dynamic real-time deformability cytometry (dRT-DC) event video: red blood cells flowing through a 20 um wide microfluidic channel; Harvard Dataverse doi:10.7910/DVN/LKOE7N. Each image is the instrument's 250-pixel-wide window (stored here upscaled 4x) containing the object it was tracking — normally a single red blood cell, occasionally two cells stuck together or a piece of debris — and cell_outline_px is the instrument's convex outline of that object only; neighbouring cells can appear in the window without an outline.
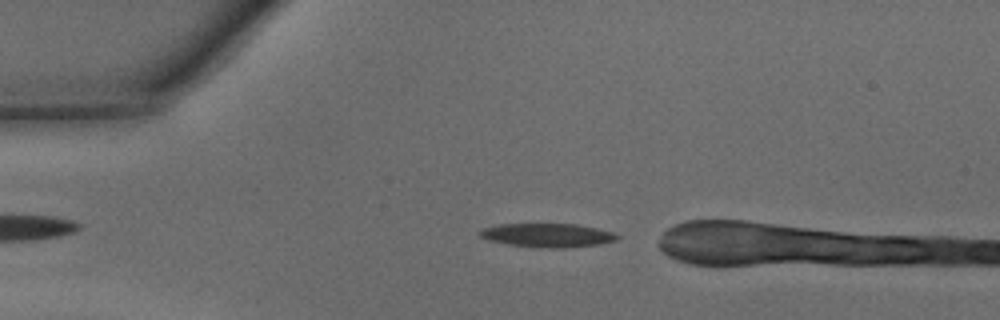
{"species": "common noctule bat (a hibernating species)", "species_latin": "Nyctalus noctula", "temperature_condition": "warm", "stored_images_in_passage": 28, "camera_frame_rate_fps": 3000, "um_per_image_px": 0.085, "animal": {"sex": "male", "body_mass_g": 15.6}, "frame": {"image": 1, "passage_image": 1, "time_ms": 0.0, "image_size_px": [1000, 320], "cell_outline_px": [[620, 236], [616, 240], [600, 244], [564, 248], [540, 248], [508, 244], [488, 240], [480, 236], [476, 232], [484, 228], [500, 224], [576, 224], [596, 228], [612, 232]], "centroid_in_image_um": [46.52, 20.0], "position_along_channel_um": 38.5, "area_um2": 19.02}}
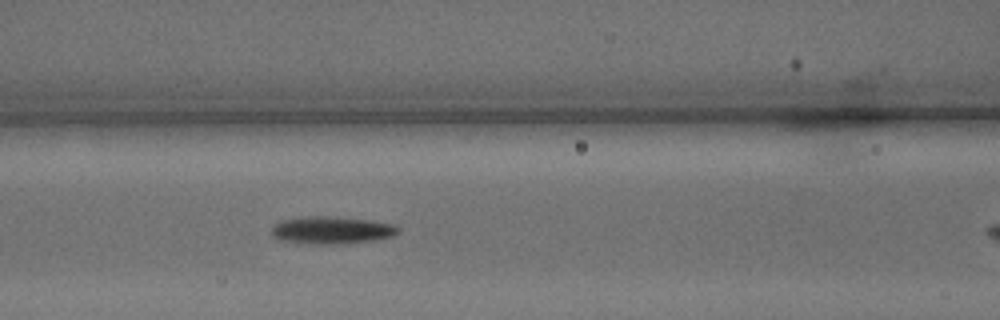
{"frame": {"image": 2, "passage_image": 10, "time_ms": 3.0, "image_size_px": [1000, 320], "cell_outline_px": [[400, 232], [392, 236], [372, 240], [340, 244], [308, 244], [280, 240], [272, 236], [272, 228], [276, 224], [284, 220], [308, 216], [328, 216], [368, 220], [392, 224], [400, 228]], "centroid_in_image_um": [28.19, 19.57], "position_along_channel_um": 138.4, "area_um2": 20.06}}
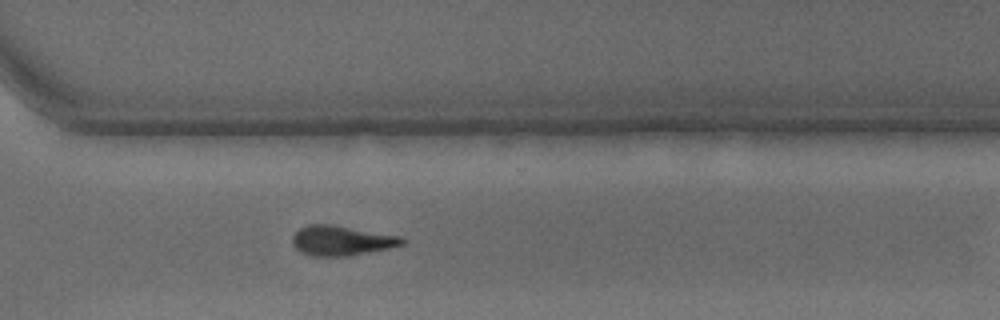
{"frame": {"image": 3, "passage_image": 24, "time_ms": 7.667, "image_size_px": [1000, 320], "cell_outline_px": [[404, 244], [388, 248], [348, 256], [312, 256], [300, 252], [292, 244], [292, 236], [300, 228], [308, 224], [332, 224], [404, 236]], "centroid_in_image_um": [29.03, 20.44], "position_along_channel_um": 341.6, "area_um2": 19.25}}